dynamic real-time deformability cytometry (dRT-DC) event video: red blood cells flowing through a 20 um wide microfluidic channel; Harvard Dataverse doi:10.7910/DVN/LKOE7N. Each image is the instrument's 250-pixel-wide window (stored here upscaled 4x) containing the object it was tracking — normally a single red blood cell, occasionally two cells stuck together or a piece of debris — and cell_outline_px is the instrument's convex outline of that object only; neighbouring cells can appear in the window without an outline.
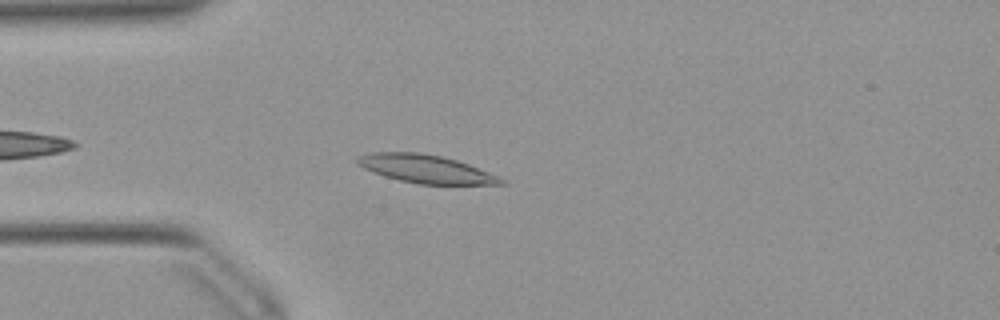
{"species": "Egyptian fruit bat (a non-hibernating species)", "species_latin": "Rousettus aegyptiacus", "temperature_condition": "warm", "stored_images_in_passage": 40, "camera_frame_rate_fps": 3000, "um_per_image_px": 0.085, "animal": {"sex": "female"}, "frame": {"image": 1, "passage_image": 5, "time_ms": 1.333, "image_size_px": [1000, 320], "cell_outline_px": [[508, 184], [420, 184], [400, 180], [384, 176], [372, 172], [356, 164], [356, 160], [360, 156], [372, 152], [420, 152], [440, 156], [456, 160], [468, 164], [500, 176]], "centroid_in_image_um": [36.2, 14.36], "position_along_channel_um": 48.8, "area_um2": 23.47}}
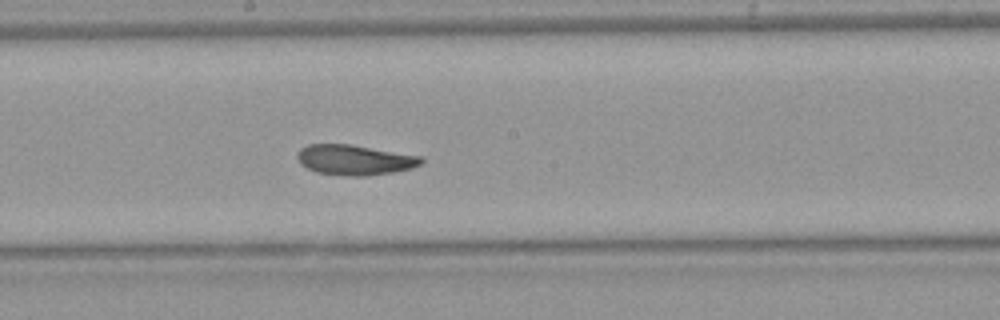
{"frame": {"image": 2, "passage_image": 19, "time_ms": 6.0, "image_size_px": [1000, 320], "cell_outline_px": [[424, 160], [420, 164], [412, 168], [392, 172], [368, 176], [352, 176], [316, 172], [300, 164], [296, 156], [296, 152], [300, 148], [308, 144], [352, 144], [424, 156]], "centroid_in_image_um": [30.15, 13.57], "position_along_channel_um": 218.0, "area_um2": 22.08}}
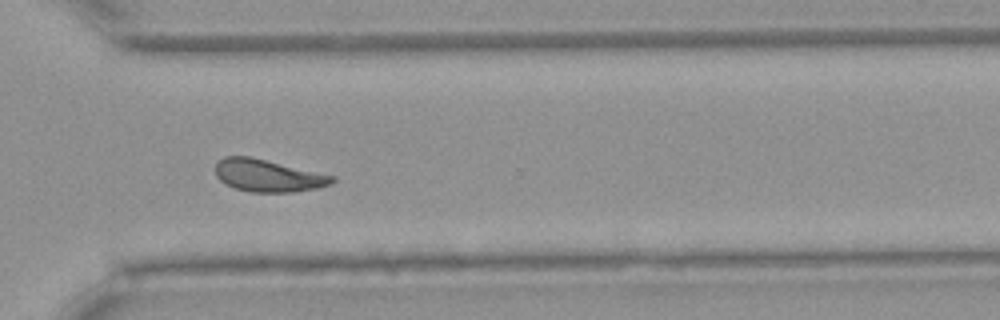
{"frame": {"image": 3, "passage_image": 29, "time_ms": 9.333, "image_size_px": [1000, 320], "cell_outline_px": [[336, 180], [332, 184], [320, 188], [292, 192], [252, 192], [236, 188], [220, 180], [216, 176], [216, 164], [224, 156], [248, 156], [336, 176]], "centroid_in_image_um": [22.83, 14.93], "position_along_channel_um": 347.8, "area_um2": 21.85}, "authors_computed_cell_mechanics": {"area_um2": 22.4553, "velocity_mm_per_s": 3.8886, "shape_relaxation_time_tau1_ms": 3.7977, "shape_relaxation_time_tau2_ms": 3.7268, "deformation_change_tau1": 0.1461, "deformation_change_tau2": 0.0994}}